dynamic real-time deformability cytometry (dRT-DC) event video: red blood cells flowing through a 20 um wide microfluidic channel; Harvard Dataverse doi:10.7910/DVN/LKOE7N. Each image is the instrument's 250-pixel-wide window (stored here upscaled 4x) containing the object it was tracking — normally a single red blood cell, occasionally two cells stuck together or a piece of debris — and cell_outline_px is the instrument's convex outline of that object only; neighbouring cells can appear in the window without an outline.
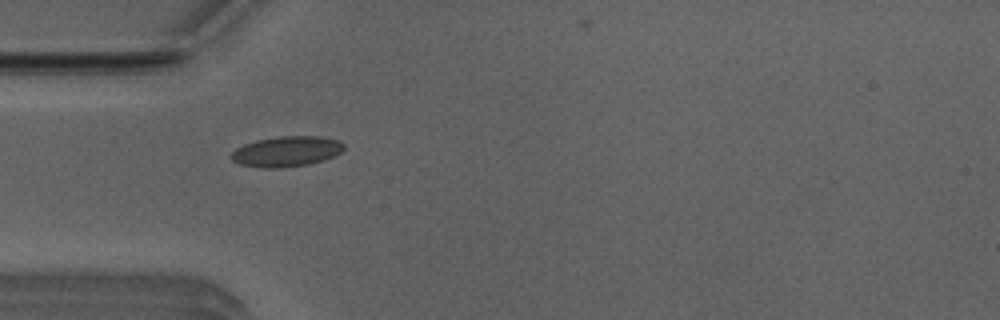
{"species": "Egyptian fruit bat (a non-hibernating species)", "species_latin": "Rousettus aegyptiacus", "temperature_condition": "room temperature", "stored_images_in_passage": 44, "camera_frame_rate_fps": 3000, "um_per_image_px": 0.085, "animal": {"sex": "male"}, "frame": {"image": 1, "passage_image": 12, "time_ms": 3.667, "image_size_px": [1000, 320], "cell_outline_px": [[344, 148], [340, 152], [324, 160], [308, 164], [276, 168], [264, 168], [240, 164], [232, 160], [232, 152], [236, 148], [244, 144], [256, 140], [276, 136], [320, 136], [340, 140], [344, 144]], "centroid_in_image_um": [24.36, 12.86], "position_along_channel_um": 60.6, "area_um2": 19.88}}
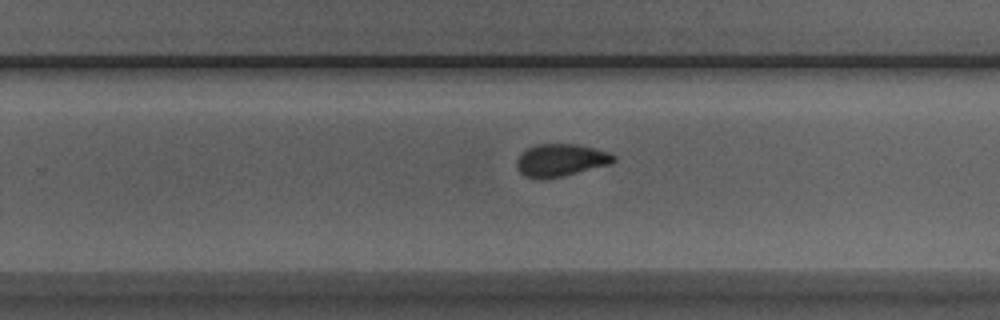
{"frame": {"image": 2, "passage_image": 29, "time_ms": 9.333, "image_size_px": [1000, 320], "cell_outline_px": [[616, 160], [608, 164], [560, 176], [524, 176], [520, 172], [516, 164], [516, 160], [528, 148], [536, 144], [576, 144], [608, 152], [616, 156]], "centroid_in_image_um": [47.67, 13.57], "position_along_channel_um": 282.1, "area_um2": 17.46}}
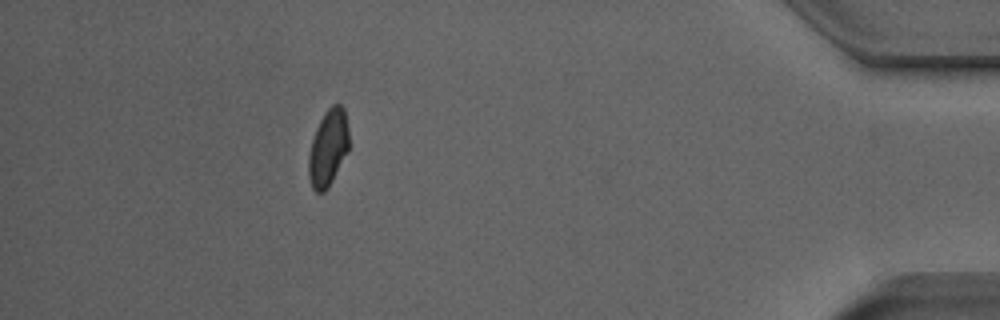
{"frame": {"image": 3, "passage_image": 43, "time_ms": 14.0, "image_size_px": [1000, 320], "cell_outline_px": [[348, 152], [328, 188], [324, 192], [316, 192], [312, 188], [308, 176], [308, 156], [312, 140], [316, 128], [324, 112], [332, 104], [340, 104], [344, 108], [348, 128]], "centroid_in_image_um": [27.89, 12.57], "position_along_channel_um": 407.3, "area_um2": 18.09}, "authors_computed_cell_mechanics": {"area_um2": 18.5827, "velocity_mm_per_s": 3.9285, "shape_relaxation_time_tau1_ms": 6.4205, "shape_relaxation_time_tau2_ms": 0.9387, "deformation_change_tau1": 0.1222, "deformation_change_tau2": 0.0612}}